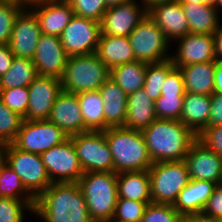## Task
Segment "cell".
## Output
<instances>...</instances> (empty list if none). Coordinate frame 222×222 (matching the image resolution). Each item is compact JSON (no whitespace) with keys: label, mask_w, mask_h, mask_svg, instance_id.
<instances>
[{"label":"cell","mask_w":222,"mask_h":222,"mask_svg":"<svg viewBox=\"0 0 222 222\" xmlns=\"http://www.w3.org/2000/svg\"><path fill=\"white\" fill-rule=\"evenodd\" d=\"M4 147L6 164L19 175L26 190L37 199L51 184L41 155L20 150L12 143Z\"/></svg>","instance_id":"cell-7"},{"label":"cell","mask_w":222,"mask_h":222,"mask_svg":"<svg viewBox=\"0 0 222 222\" xmlns=\"http://www.w3.org/2000/svg\"><path fill=\"white\" fill-rule=\"evenodd\" d=\"M0 1L15 2V3L19 4V0H0Z\"/></svg>","instance_id":"cell-59"},{"label":"cell","mask_w":222,"mask_h":222,"mask_svg":"<svg viewBox=\"0 0 222 222\" xmlns=\"http://www.w3.org/2000/svg\"><path fill=\"white\" fill-rule=\"evenodd\" d=\"M5 164H6V151L4 145H2L0 147V173Z\"/></svg>","instance_id":"cell-51"},{"label":"cell","mask_w":222,"mask_h":222,"mask_svg":"<svg viewBox=\"0 0 222 222\" xmlns=\"http://www.w3.org/2000/svg\"><path fill=\"white\" fill-rule=\"evenodd\" d=\"M136 0L107 9L100 22L101 35L126 36L148 15V9Z\"/></svg>","instance_id":"cell-13"},{"label":"cell","mask_w":222,"mask_h":222,"mask_svg":"<svg viewBox=\"0 0 222 222\" xmlns=\"http://www.w3.org/2000/svg\"><path fill=\"white\" fill-rule=\"evenodd\" d=\"M84 172H114V161L104 131L69 136Z\"/></svg>","instance_id":"cell-9"},{"label":"cell","mask_w":222,"mask_h":222,"mask_svg":"<svg viewBox=\"0 0 222 222\" xmlns=\"http://www.w3.org/2000/svg\"><path fill=\"white\" fill-rule=\"evenodd\" d=\"M14 57L8 44L0 45V77L10 69Z\"/></svg>","instance_id":"cell-47"},{"label":"cell","mask_w":222,"mask_h":222,"mask_svg":"<svg viewBox=\"0 0 222 222\" xmlns=\"http://www.w3.org/2000/svg\"><path fill=\"white\" fill-rule=\"evenodd\" d=\"M184 95L160 96L155 100L157 119L180 120Z\"/></svg>","instance_id":"cell-39"},{"label":"cell","mask_w":222,"mask_h":222,"mask_svg":"<svg viewBox=\"0 0 222 222\" xmlns=\"http://www.w3.org/2000/svg\"><path fill=\"white\" fill-rule=\"evenodd\" d=\"M180 3H197L204 4V0H177Z\"/></svg>","instance_id":"cell-55"},{"label":"cell","mask_w":222,"mask_h":222,"mask_svg":"<svg viewBox=\"0 0 222 222\" xmlns=\"http://www.w3.org/2000/svg\"><path fill=\"white\" fill-rule=\"evenodd\" d=\"M177 41L176 54H171L175 67L216 61L214 34L188 33Z\"/></svg>","instance_id":"cell-17"},{"label":"cell","mask_w":222,"mask_h":222,"mask_svg":"<svg viewBox=\"0 0 222 222\" xmlns=\"http://www.w3.org/2000/svg\"><path fill=\"white\" fill-rule=\"evenodd\" d=\"M153 163L183 161L197 135L180 120L156 119L141 131Z\"/></svg>","instance_id":"cell-2"},{"label":"cell","mask_w":222,"mask_h":222,"mask_svg":"<svg viewBox=\"0 0 222 222\" xmlns=\"http://www.w3.org/2000/svg\"><path fill=\"white\" fill-rule=\"evenodd\" d=\"M215 57L222 60V25L214 33Z\"/></svg>","instance_id":"cell-49"},{"label":"cell","mask_w":222,"mask_h":222,"mask_svg":"<svg viewBox=\"0 0 222 222\" xmlns=\"http://www.w3.org/2000/svg\"><path fill=\"white\" fill-rule=\"evenodd\" d=\"M177 222H199V215H181Z\"/></svg>","instance_id":"cell-50"},{"label":"cell","mask_w":222,"mask_h":222,"mask_svg":"<svg viewBox=\"0 0 222 222\" xmlns=\"http://www.w3.org/2000/svg\"><path fill=\"white\" fill-rule=\"evenodd\" d=\"M36 200L0 197V222H23L24 213H33Z\"/></svg>","instance_id":"cell-35"},{"label":"cell","mask_w":222,"mask_h":222,"mask_svg":"<svg viewBox=\"0 0 222 222\" xmlns=\"http://www.w3.org/2000/svg\"><path fill=\"white\" fill-rule=\"evenodd\" d=\"M98 90L104 103L105 130L123 127L127 112L126 93L110 77Z\"/></svg>","instance_id":"cell-23"},{"label":"cell","mask_w":222,"mask_h":222,"mask_svg":"<svg viewBox=\"0 0 222 222\" xmlns=\"http://www.w3.org/2000/svg\"><path fill=\"white\" fill-rule=\"evenodd\" d=\"M74 11V15L101 22L107 6L104 0H66Z\"/></svg>","instance_id":"cell-41"},{"label":"cell","mask_w":222,"mask_h":222,"mask_svg":"<svg viewBox=\"0 0 222 222\" xmlns=\"http://www.w3.org/2000/svg\"><path fill=\"white\" fill-rule=\"evenodd\" d=\"M199 222H222V221L208 220L199 215Z\"/></svg>","instance_id":"cell-57"},{"label":"cell","mask_w":222,"mask_h":222,"mask_svg":"<svg viewBox=\"0 0 222 222\" xmlns=\"http://www.w3.org/2000/svg\"><path fill=\"white\" fill-rule=\"evenodd\" d=\"M148 172L151 199L155 204L173 205L180 191L191 180L184 160L153 163Z\"/></svg>","instance_id":"cell-6"},{"label":"cell","mask_w":222,"mask_h":222,"mask_svg":"<svg viewBox=\"0 0 222 222\" xmlns=\"http://www.w3.org/2000/svg\"><path fill=\"white\" fill-rule=\"evenodd\" d=\"M218 0H204V4L215 7Z\"/></svg>","instance_id":"cell-56"},{"label":"cell","mask_w":222,"mask_h":222,"mask_svg":"<svg viewBox=\"0 0 222 222\" xmlns=\"http://www.w3.org/2000/svg\"><path fill=\"white\" fill-rule=\"evenodd\" d=\"M41 34L37 16L25 7L16 17L8 43L10 51L15 57L33 59Z\"/></svg>","instance_id":"cell-15"},{"label":"cell","mask_w":222,"mask_h":222,"mask_svg":"<svg viewBox=\"0 0 222 222\" xmlns=\"http://www.w3.org/2000/svg\"><path fill=\"white\" fill-rule=\"evenodd\" d=\"M85 127L89 131H104V103L99 90L77 94Z\"/></svg>","instance_id":"cell-31"},{"label":"cell","mask_w":222,"mask_h":222,"mask_svg":"<svg viewBox=\"0 0 222 222\" xmlns=\"http://www.w3.org/2000/svg\"><path fill=\"white\" fill-rule=\"evenodd\" d=\"M37 16L41 33L60 37L63 29L74 16L66 0H47L29 7Z\"/></svg>","instance_id":"cell-21"},{"label":"cell","mask_w":222,"mask_h":222,"mask_svg":"<svg viewBox=\"0 0 222 222\" xmlns=\"http://www.w3.org/2000/svg\"><path fill=\"white\" fill-rule=\"evenodd\" d=\"M210 97L211 111L208 126L222 125V94L213 93Z\"/></svg>","instance_id":"cell-46"},{"label":"cell","mask_w":222,"mask_h":222,"mask_svg":"<svg viewBox=\"0 0 222 222\" xmlns=\"http://www.w3.org/2000/svg\"><path fill=\"white\" fill-rule=\"evenodd\" d=\"M128 38L137 61L151 64L171 59L167 54L170 42L149 15L139 22Z\"/></svg>","instance_id":"cell-8"},{"label":"cell","mask_w":222,"mask_h":222,"mask_svg":"<svg viewBox=\"0 0 222 222\" xmlns=\"http://www.w3.org/2000/svg\"><path fill=\"white\" fill-rule=\"evenodd\" d=\"M61 91L60 78L39 75L28 86L29 102L23 120H47Z\"/></svg>","instance_id":"cell-14"},{"label":"cell","mask_w":222,"mask_h":222,"mask_svg":"<svg viewBox=\"0 0 222 222\" xmlns=\"http://www.w3.org/2000/svg\"><path fill=\"white\" fill-rule=\"evenodd\" d=\"M219 184H221V185H222V171H221V177H220Z\"/></svg>","instance_id":"cell-60"},{"label":"cell","mask_w":222,"mask_h":222,"mask_svg":"<svg viewBox=\"0 0 222 222\" xmlns=\"http://www.w3.org/2000/svg\"><path fill=\"white\" fill-rule=\"evenodd\" d=\"M148 15L171 43L190 33L188 20L177 0L160 2L148 8ZM174 39V40H173Z\"/></svg>","instance_id":"cell-18"},{"label":"cell","mask_w":222,"mask_h":222,"mask_svg":"<svg viewBox=\"0 0 222 222\" xmlns=\"http://www.w3.org/2000/svg\"><path fill=\"white\" fill-rule=\"evenodd\" d=\"M215 8L217 9L218 12H219L220 8L222 9V0L217 1Z\"/></svg>","instance_id":"cell-58"},{"label":"cell","mask_w":222,"mask_h":222,"mask_svg":"<svg viewBox=\"0 0 222 222\" xmlns=\"http://www.w3.org/2000/svg\"><path fill=\"white\" fill-rule=\"evenodd\" d=\"M201 216L208 220L222 221V185L217 184Z\"/></svg>","instance_id":"cell-44"},{"label":"cell","mask_w":222,"mask_h":222,"mask_svg":"<svg viewBox=\"0 0 222 222\" xmlns=\"http://www.w3.org/2000/svg\"><path fill=\"white\" fill-rule=\"evenodd\" d=\"M47 0H19V4L24 7H30L34 4L42 3Z\"/></svg>","instance_id":"cell-52"},{"label":"cell","mask_w":222,"mask_h":222,"mask_svg":"<svg viewBox=\"0 0 222 222\" xmlns=\"http://www.w3.org/2000/svg\"><path fill=\"white\" fill-rule=\"evenodd\" d=\"M77 183L85 198L91 220H111L118 200L117 173L84 172Z\"/></svg>","instance_id":"cell-4"},{"label":"cell","mask_w":222,"mask_h":222,"mask_svg":"<svg viewBox=\"0 0 222 222\" xmlns=\"http://www.w3.org/2000/svg\"><path fill=\"white\" fill-rule=\"evenodd\" d=\"M187 17L190 33L214 34L220 20L217 9L213 6L197 3H181Z\"/></svg>","instance_id":"cell-29"},{"label":"cell","mask_w":222,"mask_h":222,"mask_svg":"<svg viewBox=\"0 0 222 222\" xmlns=\"http://www.w3.org/2000/svg\"><path fill=\"white\" fill-rule=\"evenodd\" d=\"M155 101L146 93L144 88L127 96V112L123 127L142 131L156 119Z\"/></svg>","instance_id":"cell-24"},{"label":"cell","mask_w":222,"mask_h":222,"mask_svg":"<svg viewBox=\"0 0 222 222\" xmlns=\"http://www.w3.org/2000/svg\"><path fill=\"white\" fill-rule=\"evenodd\" d=\"M175 67L172 60L147 64L144 89L152 100L161 96V88L168 73Z\"/></svg>","instance_id":"cell-33"},{"label":"cell","mask_w":222,"mask_h":222,"mask_svg":"<svg viewBox=\"0 0 222 222\" xmlns=\"http://www.w3.org/2000/svg\"><path fill=\"white\" fill-rule=\"evenodd\" d=\"M0 99L10 110L25 117L29 102L28 87L0 90Z\"/></svg>","instance_id":"cell-40"},{"label":"cell","mask_w":222,"mask_h":222,"mask_svg":"<svg viewBox=\"0 0 222 222\" xmlns=\"http://www.w3.org/2000/svg\"><path fill=\"white\" fill-rule=\"evenodd\" d=\"M104 132L112 153L115 173L149 170L153 162L141 131L112 127Z\"/></svg>","instance_id":"cell-3"},{"label":"cell","mask_w":222,"mask_h":222,"mask_svg":"<svg viewBox=\"0 0 222 222\" xmlns=\"http://www.w3.org/2000/svg\"><path fill=\"white\" fill-rule=\"evenodd\" d=\"M147 64L133 61L118 65L110 70V78L126 93H135L144 87Z\"/></svg>","instance_id":"cell-30"},{"label":"cell","mask_w":222,"mask_h":222,"mask_svg":"<svg viewBox=\"0 0 222 222\" xmlns=\"http://www.w3.org/2000/svg\"><path fill=\"white\" fill-rule=\"evenodd\" d=\"M216 61L179 67L183 75L185 92L211 96L214 93Z\"/></svg>","instance_id":"cell-27"},{"label":"cell","mask_w":222,"mask_h":222,"mask_svg":"<svg viewBox=\"0 0 222 222\" xmlns=\"http://www.w3.org/2000/svg\"><path fill=\"white\" fill-rule=\"evenodd\" d=\"M214 93L222 94V60H216Z\"/></svg>","instance_id":"cell-48"},{"label":"cell","mask_w":222,"mask_h":222,"mask_svg":"<svg viewBox=\"0 0 222 222\" xmlns=\"http://www.w3.org/2000/svg\"><path fill=\"white\" fill-rule=\"evenodd\" d=\"M216 185L206 180H190L178 194L173 207L180 215H201Z\"/></svg>","instance_id":"cell-22"},{"label":"cell","mask_w":222,"mask_h":222,"mask_svg":"<svg viewBox=\"0 0 222 222\" xmlns=\"http://www.w3.org/2000/svg\"><path fill=\"white\" fill-rule=\"evenodd\" d=\"M152 202L118 198L112 220L118 222H141L145 208Z\"/></svg>","instance_id":"cell-37"},{"label":"cell","mask_w":222,"mask_h":222,"mask_svg":"<svg viewBox=\"0 0 222 222\" xmlns=\"http://www.w3.org/2000/svg\"><path fill=\"white\" fill-rule=\"evenodd\" d=\"M185 95V86L182 72L178 67H174L167 75L161 88V96Z\"/></svg>","instance_id":"cell-45"},{"label":"cell","mask_w":222,"mask_h":222,"mask_svg":"<svg viewBox=\"0 0 222 222\" xmlns=\"http://www.w3.org/2000/svg\"><path fill=\"white\" fill-rule=\"evenodd\" d=\"M24 8L15 2L0 1V45L9 43L16 17Z\"/></svg>","instance_id":"cell-38"},{"label":"cell","mask_w":222,"mask_h":222,"mask_svg":"<svg viewBox=\"0 0 222 222\" xmlns=\"http://www.w3.org/2000/svg\"><path fill=\"white\" fill-rule=\"evenodd\" d=\"M41 158L51 183L78 182L84 174L70 138L43 152Z\"/></svg>","instance_id":"cell-12"},{"label":"cell","mask_w":222,"mask_h":222,"mask_svg":"<svg viewBox=\"0 0 222 222\" xmlns=\"http://www.w3.org/2000/svg\"><path fill=\"white\" fill-rule=\"evenodd\" d=\"M38 76L32 59L14 57L10 69L0 77V90L28 87Z\"/></svg>","instance_id":"cell-32"},{"label":"cell","mask_w":222,"mask_h":222,"mask_svg":"<svg viewBox=\"0 0 222 222\" xmlns=\"http://www.w3.org/2000/svg\"><path fill=\"white\" fill-rule=\"evenodd\" d=\"M23 118L10 110L0 99V143H12L19 132Z\"/></svg>","instance_id":"cell-36"},{"label":"cell","mask_w":222,"mask_h":222,"mask_svg":"<svg viewBox=\"0 0 222 222\" xmlns=\"http://www.w3.org/2000/svg\"><path fill=\"white\" fill-rule=\"evenodd\" d=\"M180 216L171 204L150 203L145 208L141 222H177Z\"/></svg>","instance_id":"cell-42"},{"label":"cell","mask_w":222,"mask_h":222,"mask_svg":"<svg viewBox=\"0 0 222 222\" xmlns=\"http://www.w3.org/2000/svg\"><path fill=\"white\" fill-rule=\"evenodd\" d=\"M166 1H171V0H142L143 2L142 4L148 9L156 3L166 2Z\"/></svg>","instance_id":"cell-54"},{"label":"cell","mask_w":222,"mask_h":222,"mask_svg":"<svg viewBox=\"0 0 222 222\" xmlns=\"http://www.w3.org/2000/svg\"><path fill=\"white\" fill-rule=\"evenodd\" d=\"M211 97L185 92L180 121L197 136L208 126Z\"/></svg>","instance_id":"cell-25"},{"label":"cell","mask_w":222,"mask_h":222,"mask_svg":"<svg viewBox=\"0 0 222 222\" xmlns=\"http://www.w3.org/2000/svg\"><path fill=\"white\" fill-rule=\"evenodd\" d=\"M118 198L152 202L148 170L117 173Z\"/></svg>","instance_id":"cell-28"},{"label":"cell","mask_w":222,"mask_h":222,"mask_svg":"<svg viewBox=\"0 0 222 222\" xmlns=\"http://www.w3.org/2000/svg\"><path fill=\"white\" fill-rule=\"evenodd\" d=\"M69 136L88 132L85 127L77 94L61 91L47 119Z\"/></svg>","instance_id":"cell-20"},{"label":"cell","mask_w":222,"mask_h":222,"mask_svg":"<svg viewBox=\"0 0 222 222\" xmlns=\"http://www.w3.org/2000/svg\"><path fill=\"white\" fill-rule=\"evenodd\" d=\"M0 197L36 200L24 187L19 175L8 165L0 173Z\"/></svg>","instance_id":"cell-34"},{"label":"cell","mask_w":222,"mask_h":222,"mask_svg":"<svg viewBox=\"0 0 222 222\" xmlns=\"http://www.w3.org/2000/svg\"><path fill=\"white\" fill-rule=\"evenodd\" d=\"M69 56L60 37L41 34L32 61L40 76L62 78Z\"/></svg>","instance_id":"cell-16"},{"label":"cell","mask_w":222,"mask_h":222,"mask_svg":"<svg viewBox=\"0 0 222 222\" xmlns=\"http://www.w3.org/2000/svg\"><path fill=\"white\" fill-rule=\"evenodd\" d=\"M107 222H118V221L111 219V220H109V221H107Z\"/></svg>","instance_id":"cell-61"},{"label":"cell","mask_w":222,"mask_h":222,"mask_svg":"<svg viewBox=\"0 0 222 222\" xmlns=\"http://www.w3.org/2000/svg\"><path fill=\"white\" fill-rule=\"evenodd\" d=\"M197 139L222 158V125L207 126Z\"/></svg>","instance_id":"cell-43"},{"label":"cell","mask_w":222,"mask_h":222,"mask_svg":"<svg viewBox=\"0 0 222 222\" xmlns=\"http://www.w3.org/2000/svg\"><path fill=\"white\" fill-rule=\"evenodd\" d=\"M32 214L43 222H93L77 182L51 183L36 199Z\"/></svg>","instance_id":"cell-1"},{"label":"cell","mask_w":222,"mask_h":222,"mask_svg":"<svg viewBox=\"0 0 222 222\" xmlns=\"http://www.w3.org/2000/svg\"><path fill=\"white\" fill-rule=\"evenodd\" d=\"M100 35V22L74 15L63 29L60 40L69 57L79 56L96 52Z\"/></svg>","instance_id":"cell-11"},{"label":"cell","mask_w":222,"mask_h":222,"mask_svg":"<svg viewBox=\"0 0 222 222\" xmlns=\"http://www.w3.org/2000/svg\"><path fill=\"white\" fill-rule=\"evenodd\" d=\"M110 77V69L96 52L70 56L61 78L62 90L74 94L96 91Z\"/></svg>","instance_id":"cell-5"},{"label":"cell","mask_w":222,"mask_h":222,"mask_svg":"<svg viewBox=\"0 0 222 222\" xmlns=\"http://www.w3.org/2000/svg\"><path fill=\"white\" fill-rule=\"evenodd\" d=\"M68 138V134L48 120H23L12 144L20 150L41 155Z\"/></svg>","instance_id":"cell-10"},{"label":"cell","mask_w":222,"mask_h":222,"mask_svg":"<svg viewBox=\"0 0 222 222\" xmlns=\"http://www.w3.org/2000/svg\"><path fill=\"white\" fill-rule=\"evenodd\" d=\"M96 54L110 70L136 60L126 36L100 35Z\"/></svg>","instance_id":"cell-26"},{"label":"cell","mask_w":222,"mask_h":222,"mask_svg":"<svg viewBox=\"0 0 222 222\" xmlns=\"http://www.w3.org/2000/svg\"><path fill=\"white\" fill-rule=\"evenodd\" d=\"M184 161L191 180H206L219 183L222 158L212 152L198 139L191 145Z\"/></svg>","instance_id":"cell-19"},{"label":"cell","mask_w":222,"mask_h":222,"mask_svg":"<svg viewBox=\"0 0 222 222\" xmlns=\"http://www.w3.org/2000/svg\"><path fill=\"white\" fill-rule=\"evenodd\" d=\"M105 4L107 6V8L113 7V6H117L119 4H123L126 2H129L131 0H104Z\"/></svg>","instance_id":"cell-53"}]
</instances>
